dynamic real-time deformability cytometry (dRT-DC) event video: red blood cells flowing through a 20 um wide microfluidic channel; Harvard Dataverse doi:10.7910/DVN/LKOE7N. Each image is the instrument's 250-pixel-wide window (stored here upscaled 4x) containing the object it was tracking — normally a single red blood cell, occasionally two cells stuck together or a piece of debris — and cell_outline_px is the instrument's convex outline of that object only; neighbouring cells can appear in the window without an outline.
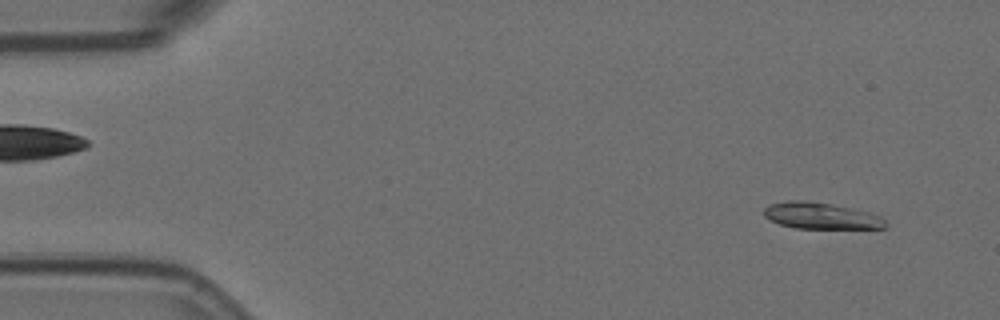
{"species": "Egyptian fruit bat (a non-hibernating species)", "species_latin": "Rousettus aegyptiacus", "temperature_condition": "room temperature", "stored_images_in_passage": 5, "camera_frame_rate_fps": 3000, "um_per_image_px": 0.085, "animal": {"sex": "female"}, "frame": {"image": 1, "passage_image": 1, "time_ms": 0.0, "image_size_px": [1000, 320], "cell_outline_px": [[888, 224], [884, 228], [796, 228], [780, 224], [768, 220], [764, 216], [764, 208], [768, 204], [784, 200], [804, 200], [832, 204], [868, 212], [880, 216]], "centroid_in_image_um": [69.72, 18.33], "position_along_channel_um": 15.3, "area_um2": 18.73}}
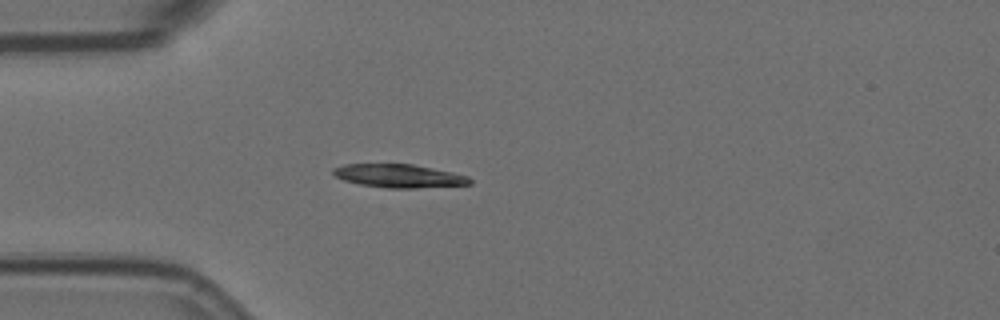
{"frame": {"image": 2, "passage_image": 4, "time_ms": 1.0, "image_size_px": [1000, 320], "cell_outline_px": [[472, 184], [416, 188], [384, 188], [360, 184], [344, 180], [336, 176], [332, 172], [332, 168], [344, 164], [412, 164], [452, 172], [468, 176], [472, 180]], "centroid_in_image_um": [33.91, 14.95], "position_along_channel_um": 51.1, "area_um2": 18.55}}